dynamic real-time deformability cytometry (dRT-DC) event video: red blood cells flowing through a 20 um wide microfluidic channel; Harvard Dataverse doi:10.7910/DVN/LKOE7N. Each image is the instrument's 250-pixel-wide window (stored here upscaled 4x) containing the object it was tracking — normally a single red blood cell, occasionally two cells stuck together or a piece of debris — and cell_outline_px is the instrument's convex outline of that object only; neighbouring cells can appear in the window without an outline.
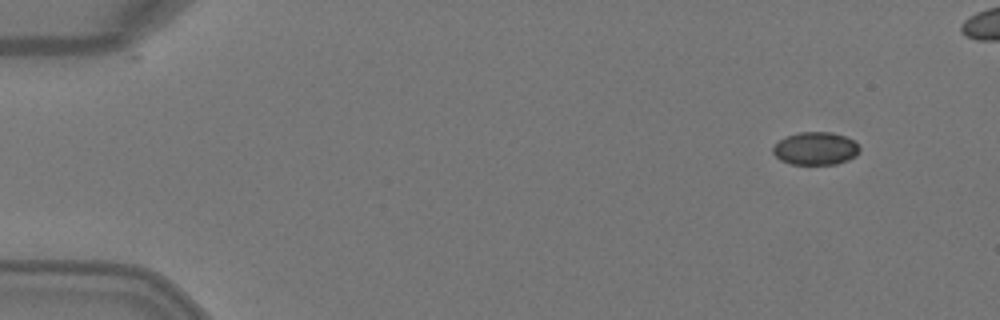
{"species": "Egyptian fruit bat (a non-hibernating species)", "species_latin": "Rousettus aegyptiacus", "temperature_condition": "warm", "stored_images_in_passage": 5, "camera_frame_rate_fps": 3000, "um_per_image_px": 0.085, "animal": {"sex": "female"}, "frame": {"image": 1, "passage_image": 1, "time_ms": 0.0, "image_size_px": [1000, 320], "cell_outline_px": [[860, 152], [856, 156], [848, 160], [836, 164], [792, 164], [780, 160], [772, 152], [772, 148], [780, 140], [788, 136], [800, 132], [832, 132], [844, 136], [852, 140], [860, 148]], "centroid_in_image_um": [69.33, 12.63], "position_along_channel_um": 15.7, "area_um2": 16.47}}